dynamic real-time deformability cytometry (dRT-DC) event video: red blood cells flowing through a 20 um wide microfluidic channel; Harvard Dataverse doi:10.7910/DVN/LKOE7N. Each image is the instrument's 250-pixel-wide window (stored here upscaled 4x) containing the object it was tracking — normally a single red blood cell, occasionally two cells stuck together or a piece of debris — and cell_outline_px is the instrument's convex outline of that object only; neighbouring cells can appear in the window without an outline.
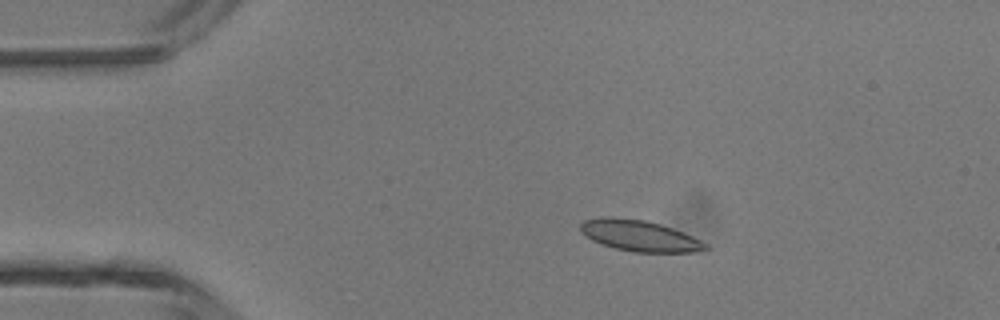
{"species": "common noctule bat (a hibernating species)", "species_latin": "Nyctalus noctula", "temperature_condition": "room temperature", "stored_images_in_passage": 2, "camera_frame_rate_fps": 3000, "um_per_image_px": 0.085, "animal": {"sex": "male", "body_mass_g": 13.3}, "frame": {"image": 1, "passage_image": 1, "time_ms": 0.0, "image_size_px": [1000, 320], "cell_outline_px": [[708, 248], [696, 252], [636, 252], [616, 248], [600, 244], [592, 240], [580, 232], [580, 224], [584, 220], [600, 216], [612, 216], [644, 220], [660, 224], [684, 232], [708, 244]], "centroid_in_image_um": [54.32, 20.02], "position_along_channel_um": 30.7, "area_um2": 22.72}}